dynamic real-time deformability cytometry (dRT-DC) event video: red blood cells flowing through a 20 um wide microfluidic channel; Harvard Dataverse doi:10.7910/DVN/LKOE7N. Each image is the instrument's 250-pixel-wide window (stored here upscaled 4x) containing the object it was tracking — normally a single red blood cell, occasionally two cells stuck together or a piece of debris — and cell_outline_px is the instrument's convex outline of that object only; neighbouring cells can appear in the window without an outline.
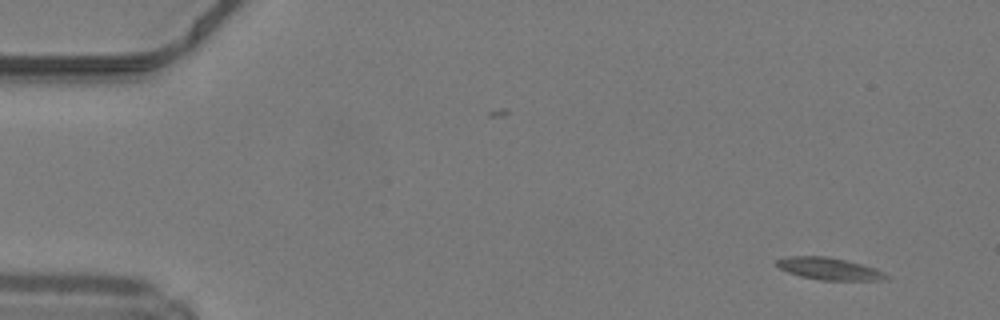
{"species": "common noctule bat (a hibernating species)", "species_latin": "Nyctalus noctula", "temperature_condition": "warm", "stored_images_in_passage": 46, "camera_frame_rate_fps": 3000, "um_per_image_px": 0.085, "animal": {"sex": "male", "body_mass_g": 19.2, "forearm_length_mm": 51.8}, "frame": {"image": 1, "passage_image": 1, "time_ms": 0.0, "image_size_px": [1000, 320], "cell_outline_px": [[888, 280], [820, 280], [800, 276], [788, 272], [780, 268], [776, 264], [776, 260], [788, 256], [828, 256], [876, 268], [884, 272], [888, 276]], "centroid_in_image_um": [70.48, 22.84], "position_along_channel_um": 14.5, "area_um2": 14.05}}
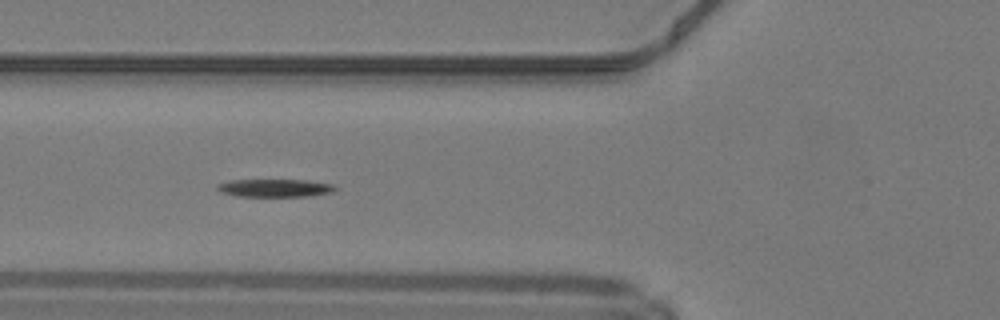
{"frame": {"image": 2, "passage_image": 16, "time_ms": 5.0, "image_size_px": [1000, 320], "cell_outline_px": [[336, 188], [332, 192], [304, 196], [236, 196], [220, 192], [216, 188], [216, 184], [232, 180], [308, 180], [332, 184]], "centroid_in_image_um": [23.31, 15.97], "position_along_channel_um": 102.5, "area_um2": 12.14}}
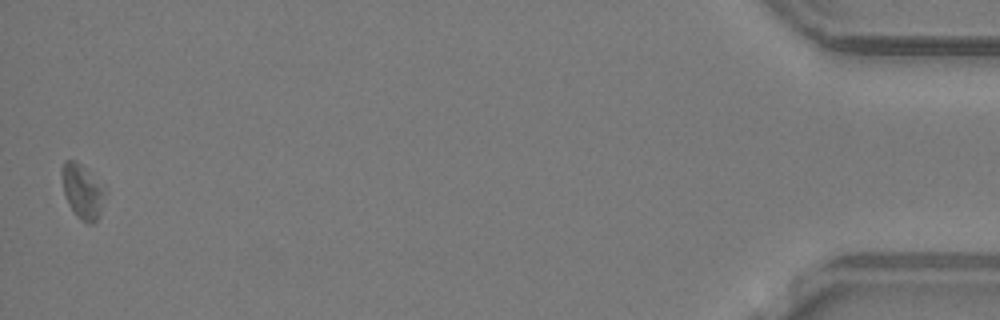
{"frame": {"image": 3, "passage_image": 46, "time_ms": 15.0, "image_size_px": [1000, 320], "cell_outline_px": [[108, 192], [100, 212], [96, 220], [92, 224], [88, 224], [76, 216], [68, 204], [64, 192], [60, 176], [60, 172], [64, 160], [76, 160]], "centroid_in_image_um": [6.99, 16.27], "position_along_channel_um": 428.2, "area_um2": 13.7}, "authors_computed_cell_mechanics": {"area_um2": 12.8605, "velocity_mm_per_s": 4.1967, "shape_relaxation_time_tau1_ms": 2.6096, "shape_relaxation_time_tau2_ms": null, "deformation_change_tau1": 0.1486, "deformation_change_tau2": null}}